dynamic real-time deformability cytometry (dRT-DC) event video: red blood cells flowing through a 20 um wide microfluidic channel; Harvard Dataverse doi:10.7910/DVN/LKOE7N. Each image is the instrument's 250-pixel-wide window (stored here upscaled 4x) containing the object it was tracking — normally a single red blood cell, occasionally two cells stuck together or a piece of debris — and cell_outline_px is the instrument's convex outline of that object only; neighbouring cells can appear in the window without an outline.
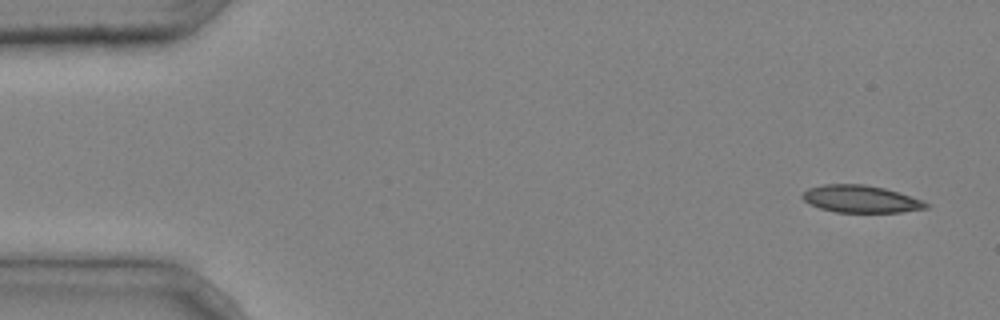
{"species": "common noctule bat (a hibernating species)", "species_latin": "Nyctalus noctula", "temperature_condition": "cold", "stored_images_in_passage": 4, "camera_frame_rate_fps": 3000, "um_per_image_px": 0.085, "animal": {"sex": "male", "body_mass_g": 20.4}, "frame": {"image": 1, "passage_image": 1, "time_ms": 0.0, "image_size_px": [1000, 320], "cell_outline_px": [[932, 204], [928, 208], [900, 212], [836, 212], [820, 208], [808, 204], [800, 196], [808, 188], [824, 184], [864, 184], [884, 188], [924, 200]], "centroid_in_image_um": [73.18, 16.91], "position_along_channel_um": 11.8, "area_um2": 19.77}}